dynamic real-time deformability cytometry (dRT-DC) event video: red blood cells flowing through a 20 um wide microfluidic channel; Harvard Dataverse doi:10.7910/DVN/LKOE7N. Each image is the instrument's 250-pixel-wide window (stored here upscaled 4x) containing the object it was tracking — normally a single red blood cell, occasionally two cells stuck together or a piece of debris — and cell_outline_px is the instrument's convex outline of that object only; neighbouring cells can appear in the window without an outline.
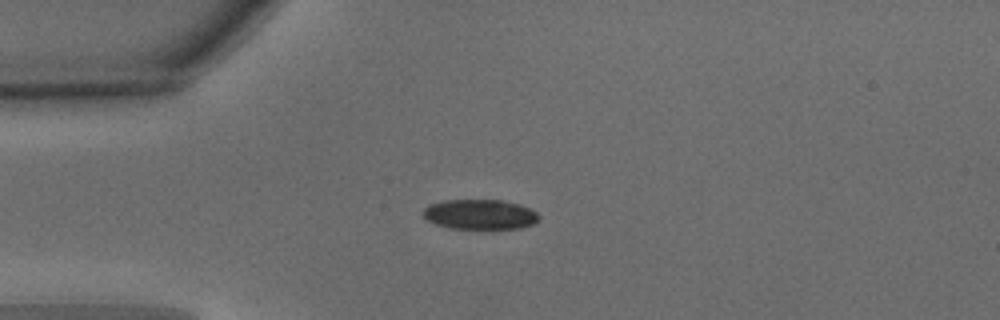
{"species": "common noctule bat (a hibernating species)", "species_latin": "Nyctalus noctula", "temperature_condition": "warm", "stored_images_in_passage": 40, "camera_frame_rate_fps": 3000, "um_per_image_px": 0.085, "animal": {"sex": "male", "body_mass_g": 15.6}, "frame": {"image": 1, "passage_image": 1, "time_ms": 0.0, "image_size_px": [1000, 320], "cell_outline_px": [[540, 220], [532, 224], [520, 228], [448, 228], [436, 224], [428, 220], [424, 216], [424, 208], [428, 204], [444, 200], [500, 200], [520, 204], [536, 212], [540, 216]], "centroid_in_image_um": [40.8, 18.21], "position_along_channel_um": 44.2, "area_um2": 20.11}}
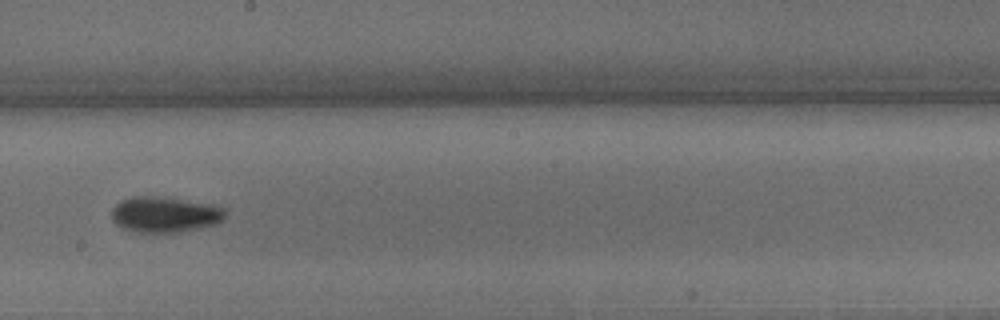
{"frame": {"image": 2, "passage_image": 17, "time_ms": 5.333, "image_size_px": [1000, 320], "cell_outline_px": [[224, 216], [216, 224], [200, 228], [180, 232], [136, 232], [124, 228], [116, 224], [112, 220], [112, 208], [120, 200], [132, 196], [156, 196], [208, 204], [224, 208]], "centroid_in_image_um": [13.95, 18.23], "position_along_channel_um": 234.3, "area_um2": 23.35}}
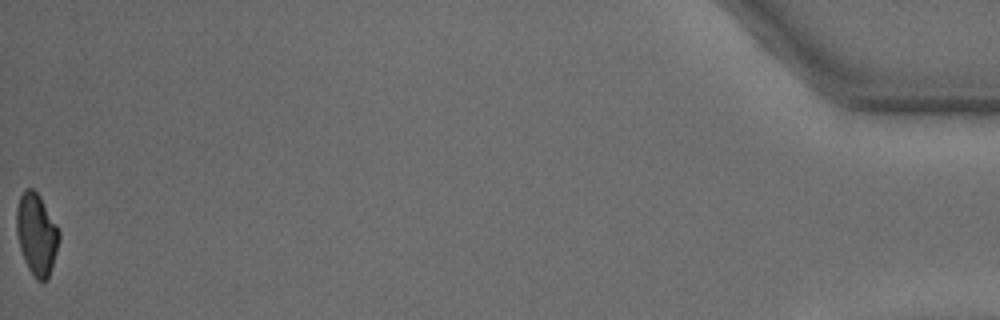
{"frame": {"image": 3, "passage_image": 40, "time_ms": 13.0, "image_size_px": [1000, 320], "cell_outline_px": [[60, 240], [48, 280], [40, 280], [28, 268], [24, 260], [20, 248], [16, 232], [16, 208], [20, 196], [24, 188], [32, 188], [40, 196], [56, 224], [60, 232]], "centroid_in_image_um": [3.1, 19.87], "position_along_channel_um": 432.1, "area_um2": 20.17}, "authors_computed_cell_mechanics": {"area_um2": 22.0218, "velocity_mm_per_s": 3.8986, "shape_relaxation_time_tau1_ms": 3.6627, "shape_relaxation_time_tau2_ms": 4.7249, "deformation_change_tau1": 0.1424, "deformation_change_tau2": 0.1048}}